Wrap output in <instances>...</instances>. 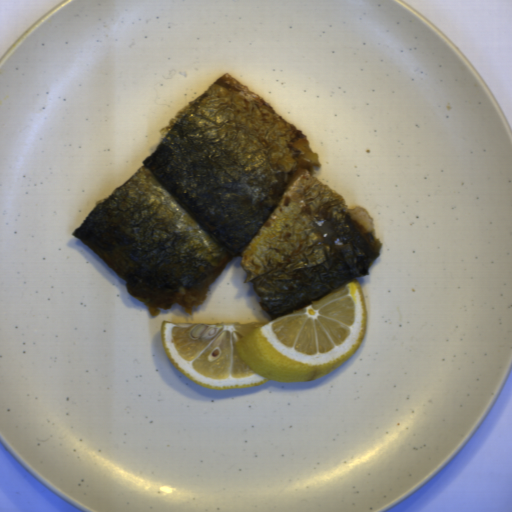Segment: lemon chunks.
Here are the masks:
<instances>
[{
    "instance_id": "1",
    "label": "lemon chunks",
    "mask_w": 512,
    "mask_h": 512,
    "mask_svg": "<svg viewBox=\"0 0 512 512\" xmlns=\"http://www.w3.org/2000/svg\"><path fill=\"white\" fill-rule=\"evenodd\" d=\"M367 300L356 279L285 316L253 323L162 320L174 367L207 390L309 382L337 370L363 340Z\"/></svg>"
}]
</instances>
